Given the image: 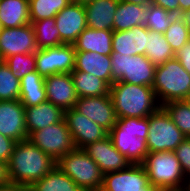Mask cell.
Listing matches in <instances>:
<instances>
[{
    "mask_svg": "<svg viewBox=\"0 0 190 191\" xmlns=\"http://www.w3.org/2000/svg\"><path fill=\"white\" fill-rule=\"evenodd\" d=\"M56 166V161L29 139L16 142L7 163L10 185L30 187Z\"/></svg>",
    "mask_w": 190,
    "mask_h": 191,
    "instance_id": "obj_1",
    "label": "cell"
},
{
    "mask_svg": "<svg viewBox=\"0 0 190 191\" xmlns=\"http://www.w3.org/2000/svg\"><path fill=\"white\" fill-rule=\"evenodd\" d=\"M109 94L117 118H145L161 107L151 86L117 81Z\"/></svg>",
    "mask_w": 190,
    "mask_h": 191,
    "instance_id": "obj_2",
    "label": "cell"
},
{
    "mask_svg": "<svg viewBox=\"0 0 190 191\" xmlns=\"http://www.w3.org/2000/svg\"><path fill=\"white\" fill-rule=\"evenodd\" d=\"M149 116L145 118H117L108 132L114 147L131 164H142L149 153L147 148Z\"/></svg>",
    "mask_w": 190,
    "mask_h": 191,
    "instance_id": "obj_3",
    "label": "cell"
},
{
    "mask_svg": "<svg viewBox=\"0 0 190 191\" xmlns=\"http://www.w3.org/2000/svg\"><path fill=\"white\" fill-rule=\"evenodd\" d=\"M158 191H184L187 184L174 151L148 153L141 164Z\"/></svg>",
    "mask_w": 190,
    "mask_h": 191,
    "instance_id": "obj_4",
    "label": "cell"
},
{
    "mask_svg": "<svg viewBox=\"0 0 190 191\" xmlns=\"http://www.w3.org/2000/svg\"><path fill=\"white\" fill-rule=\"evenodd\" d=\"M152 88L160 106L185 100L190 92V74L173 58L156 67Z\"/></svg>",
    "mask_w": 190,
    "mask_h": 191,
    "instance_id": "obj_5",
    "label": "cell"
},
{
    "mask_svg": "<svg viewBox=\"0 0 190 191\" xmlns=\"http://www.w3.org/2000/svg\"><path fill=\"white\" fill-rule=\"evenodd\" d=\"M58 168L85 191H100L103 173L98 164L83 150L75 148L62 156Z\"/></svg>",
    "mask_w": 190,
    "mask_h": 191,
    "instance_id": "obj_6",
    "label": "cell"
},
{
    "mask_svg": "<svg viewBox=\"0 0 190 191\" xmlns=\"http://www.w3.org/2000/svg\"><path fill=\"white\" fill-rule=\"evenodd\" d=\"M112 84L122 81L137 85L153 86L156 67L145 55L128 56L111 54Z\"/></svg>",
    "mask_w": 190,
    "mask_h": 191,
    "instance_id": "obj_7",
    "label": "cell"
},
{
    "mask_svg": "<svg viewBox=\"0 0 190 191\" xmlns=\"http://www.w3.org/2000/svg\"><path fill=\"white\" fill-rule=\"evenodd\" d=\"M185 138L162 107L149 116L146 141L149 153L174 151Z\"/></svg>",
    "mask_w": 190,
    "mask_h": 191,
    "instance_id": "obj_8",
    "label": "cell"
},
{
    "mask_svg": "<svg viewBox=\"0 0 190 191\" xmlns=\"http://www.w3.org/2000/svg\"><path fill=\"white\" fill-rule=\"evenodd\" d=\"M28 139L56 162L75 149L65 118L56 124L32 132Z\"/></svg>",
    "mask_w": 190,
    "mask_h": 191,
    "instance_id": "obj_9",
    "label": "cell"
},
{
    "mask_svg": "<svg viewBox=\"0 0 190 191\" xmlns=\"http://www.w3.org/2000/svg\"><path fill=\"white\" fill-rule=\"evenodd\" d=\"M75 54L73 44L38 49L35 52L36 71L43 78L53 74L71 73L75 66Z\"/></svg>",
    "mask_w": 190,
    "mask_h": 191,
    "instance_id": "obj_10",
    "label": "cell"
},
{
    "mask_svg": "<svg viewBox=\"0 0 190 191\" xmlns=\"http://www.w3.org/2000/svg\"><path fill=\"white\" fill-rule=\"evenodd\" d=\"M100 191H158L149 181L141 164H130L126 169L103 174Z\"/></svg>",
    "mask_w": 190,
    "mask_h": 191,
    "instance_id": "obj_11",
    "label": "cell"
},
{
    "mask_svg": "<svg viewBox=\"0 0 190 191\" xmlns=\"http://www.w3.org/2000/svg\"><path fill=\"white\" fill-rule=\"evenodd\" d=\"M38 50L31 23L16 27L2 28L0 32V54L5 60L14 54L35 53Z\"/></svg>",
    "mask_w": 190,
    "mask_h": 191,
    "instance_id": "obj_12",
    "label": "cell"
},
{
    "mask_svg": "<svg viewBox=\"0 0 190 191\" xmlns=\"http://www.w3.org/2000/svg\"><path fill=\"white\" fill-rule=\"evenodd\" d=\"M65 120L75 148L83 149L90 143L103 140L108 132L74 108L65 110Z\"/></svg>",
    "mask_w": 190,
    "mask_h": 191,
    "instance_id": "obj_13",
    "label": "cell"
},
{
    "mask_svg": "<svg viewBox=\"0 0 190 191\" xmlns=\"http://www.w3.org/2000/svg\"><path fill=\"white\" fill-rule=\"evenodd\" d=\"M74 109L109 132L117 122L110 94L78 98Z\"/></svg>",
    "mask_w": 190,
    "mask_h": 191,
    "instance_id": "obj_14",
    "label": "cell"
},
{
    "mask_svg": "<svg viewBox=\"0 0 190 191\" xmlns=\"http://www.w3.org/2000/svg\"><path fill=\"white\" fill-rule=\"evenodd\" d=\"M55 22L61 41L64 44H73L87 28L84 4L72 1L56 14Z\"/></svg>",
    "mask_w": 190,
    "mask_h": 191,
    "instance_id": "obj_15",
    "label": "cell"
},
{
    "mask_svg": "<svg viewBox=\"0 0 190 191\" xmlns=\"http://www.w3.org/2000/svg\"><path fill=\"white\" fill-rule=\"evenodd\" d=\"M0 133L16 142L28 139L25 107L19 99L0 101Z\"/></svg>",
    "mask_w": 190,
    "mask_h": 191,
    "instance_id": "obj_16",
    "label": "cell"
},
{
    "mask_svg": "<svg viewBox=\"0 0 190 191\" xmlns=\"http://www.w3.org/2000/svg\"><path fill=\"white\" fill-rule=\"evenodd\" d=\"M83 150L98 164L100 171L108 172L126 169L131 163L113 145L109 136L90 143Z\"/></svg>",
    "mask_w": 190,
    "mask_h": 191,
    "instance_id": "obj_17",
    "label": "cell"
},
{
    "mask_svg": "<svg viewBox=\"0 0 190 191\" xmlns=\"http://www.w3.org/2000/svg\"><path fill=\"white\" fill-rule=\"evenodd\" d=\"M47 101L62 108L72 109L78 100L71 73L53 74L44 78Z\"/></svg>",
    "mask_w": 190,
    "mask_h": 191,
    "instance_id": "obj_18",
    "label": "cell"
},
{
    "mask_svg": "<svg viewBox=\"0 0 190 191\" xmlns=\"http://www.w3.org/2000/svg\"><path fill=\"white\" fill-rule=\"evenodd\" d=\"M148 29L138 25L125 31H113L112 52L135 56L145 55L147 51Z\"/></svg>",
    "mask_w": 190,
    "mask_h": 191,
    "instance_id": "obj_19",
    "label": "cell"
},
{
    "mask_svg": "<svg viewBox=\"0 0 190 191\" xmlns=\"http://www.w3.org/2000/svg\"><path fill=\"white\" fill-rule=\"evenodd\" d=\"M64 118L65 111L49 101L42 102L34 107L25 108V121L28 136L32 132L56 124Z\"/></svg>",
    "mask_w": 190,
    "mask_h": 191,
    "instance_id": "obj_20",
    "label": "cell"
},
{
    "mask_svg": "<svg viewBox=\"0 0 190 191\" xmlns=\"http://www.w3.org/2000/svg\"><path fill=\"white\" fill-rule=\"evenodd\" d=\"M119 0H92L84 4L87 27L113 31L114 16Z\"/></svg>",
    "mask_w": 190,
    "mask_h": 191,
    "instance_id": "obj_21",
    "label": "cell"
},
{
    "mask_svg": "<svg viewBox=\"0 0 190 191\" xmlns=\"http://www.w3.org/2000/svg\"><path fill=\"white\" fill-rule=\"evenodd\" d=\"M73 71H83L112 85L111 56L96 52H76Z\"/></svg>",
    "mask_w": 190,
    "mask_h": 191,
    "instance_id": "obj_22",
    "label": "cell"
},
{
    "mask_svg": "<svg viewBox=\"0 0 190 191\" xmlns=\"http://www.w3.org/2000/svg\"><path fill=\"white\" fill-rule=\"evenodd\" d=\"M111 30H96L86 28L73 43L76 52H96L101 55L112 54Z\"/></svg>",
    "mask_w": 190,
    "mask_h": 191,
    "instance_id": "obj_23",
    "label": "cell"
},
{
    "mask_svg": "<svg viewBox=\"0 0 190 191\" xmlns=\"http://www.w3.org/2000/svg\"><path fill=\"white\" fill-rule=\"evenodd\" d=\"M148 17V6L119 0L114 16L113 31H125L144 25Z\"/></svg>",
    "mask_w": 190,
    "mask_h": 191,
    "instance_id": "obj_24",
    "label": "cell"
},
{
    "mask_svg": "<svg viewBox=\"0 0 190 191\" xmlns=\"http://www.w3.org/2000/svg\"><path fill=\"white\" fill-rule=\"evenodd\" d=\"M30 22L29 0H0L2 28H16Z\"/></svg>",
    "mask_w": 190,
    "mask_h": 191,
    "instance_id": "obj_25",
    "label": "cell"
},
{
    "mask_svg": "<svg viewBox=\"0 0 190 191\" xmlns=\"http://www.w3.org/2000/svg\"><path fill=\"white\" fill-rule=\"evenodd\" d=\"M19 101L25 108L47 101L44 78L37 71L27 74L20 80Z\"/></svg>",
    "mask_w": 190,
    "mask_h": 191,
    "instance_id": "obj_26",
    "label": "cell"
},
{
    "mask_svg": "<svg viewBox=\"0 0 190 191\" xmlns=\"http://www.w3.org/2000/svg\"><path fill=\"white\" fill-rule=\"evenodd\" d=\"M71 76L78 98L103 96L110 92V85L97 76L83 71H72Z\"/></svg>",
    "mask_w": 190,
    "mask_h": 191,
    "instance_id": "obj_27",
    "label": "cell"
},
{
    "mask_svg": "<svg viewBox=\"0 0 190 191\" xmlns=\"http://www.w3.org/2000/svg\"><path fill=\"white\" fill-rule=\"evenodd\" d=\"M28 189L31 191H85L78 187L57 165L40 180L35 181Z\"/></svg>",
    "mask_w": 190,
    "mask_h": 191,
    "instance_id": "obj_28",
    "label": "cell"
},
{
    "mask_svg": "<svg viewBox=\"0 0 190 191\" xmlns=\"http://www.w3.org/2000/svg\"><path fill=\"white\" fill-rule=\"evenodd\" d=\"M33 26L38 49L58 47L64 43L60 39L55 17L30 22Z\"/></svg>",
    "mask_w": 190,
    "mask_h": 191,
    "instance_id": "obj_29",
    "label": "cell"
},
{
    "mask_svg": "<svg viewBox=\"0 0 190 191\" xmlns=\"http://www.w3.org/2000/svg\"><path fill=\"white\" fill-rule=\"evenodd\" d=\"M175 53L166 41L164 34L148 29L147 51L145 56L155 65H161L174 58Z\"/></svg>",
    "mask_w": 190,
    "mask_h": 191,
    "instance_id": "obj_30",
    "label": "cell"
},
{
    "mask_svg": "<svg viewBox=\"0 0 190 191\" xmlns=\"http://www.w3.org/2000/svg\"><path fill=\"white\" fill-rule=\"evenodd\" d=\"M72 0H29L31 21L53 18Z\"/></svg>",
    "mask_w": 190,
    "mask_h": 191,
    "instance_id": "obj_31",
    "label": "cell"
},
{
    "mask_svg": "<svg viewBox=\"0 0 190 191\" xmlns=\"http://www.w3.org/2000/svg\"><path fill=\"white\" fill-rule=\"evenodd\" d=\"M185 137L190 138V106L186 101H172L161 106Z\"/></svg>",
    "mask_w": 190,
    "mask_h": 191,
    "instance_id": "obj_32",
    "label": "cell"
},
{
    "mask_svg": "<svg viewBox=\"0 0 190 191\" xmlns=\"http://www.w3.org/2000/svg\"><path fill=\"white\" fill-rule=\"evenodd\" d=\"M164 36L173 52L176 53L190 39V30L180 15H176L170 26L164 32Z\"/></svg>",
    "mask_w": 190,
    "mask_h": 191,
    "instance_id": "obj_33",
    "label": "cell"
},
{
    "mask_svg": "<svg viewBox=\"0 0 190 191\" xmlns=\"http://www.w3.org/2000/svg\"><path fill=\"white\" fill-rule=\"evenodd\" d=\"M20 80L15 77L10 68L3 62L0 65V101L18 100Z\"/></svg>",
    "mask_w": 190,
    "mask_h": 191,
    "instance_id": "obj_34",
    "label": "cell"
},
{
    "mask_svg": "<svg viewBox=\"0 0 190 191\" xmlns=\"http://www.w3.org/2000/svg\"><path fill=\"white\" fill-rule=\"evenodd\" d=\"M175 16V14L162 7L150 4L148 5V17L144 25L150 31L164 34Z\"/></svg>",
    "mask_w": 190,
    "mask_h": 191,
    "instance_id": "obj_35",
    "label": "cell"
},
{
    "mask_svg": "<svg viewBox=\"0 0 190 191\" xmlns=\"http://www.w3.org/2000/svg\"><path fill=\"white\" fill-rule=\"evenodd\" d=\"M4 63L19 80L27 74L36 71L35 53L14 54L6 58Z\"/></svg>",
    "mask_w": 190,
    "mask_h": 191,
    "instance_id": "obj_36",
    "label": "cell"
},
{
    "mask_svg": "<svg viewBox=\"0 0 190 191\" xmlns=\"http://www.w3.org/2000/svg\"><path fill=\"white\" fill-rule=\"evenodd\" d=\"M176 158L180 162L183 173L190 178V138L186 137L174 150Z\"/></svg>",
    "mask_w": 190,
    "mask_h": 191,
    "instance_id": "obj_37",
    "label": "cell"
},
{
    "mask_svg": "<svg viewBox=\"0 0 190 191\" xmlns=\"http://www.w3.org/2000/svg\"><path fill=\"white\" fill-rule=\"evenodd\" d=\"M16 141L0 133V161L8 163Z\"/></svg>",
    "mask_w": 190,
    "mask_h": 191,
    "instance_id": "obj_38",
    "label": "cell"
},
{
    "mask_svg": "<svg viewBox=\"0 0 190 191\" xmlns=\"http://www.w3.org/2000/svg\"><path fill=\"white\" fill-rule=\"evenodd\" d=\"M182 67L190 74V39L174 55Z\"/></svg>",
    "mask_w": 190,
    "mask_h": 191,
    "instance_id": "obj_39",
    "label": "cell"
},
{
    "mask_svg": "<svg viewBox=\"0 0 190 191\" xmlns=\"http://www.w3.org/2000/svg\"><path fill=\"white\" fill-rule=\"evenodd\" d=\"M151 4L162 7L172 14L179 15V0H152Z\"/></svg>",
    "mask_w": 190,
    "mask_h": 191,
    "instance_id": "obj_40",
    "label": "cell"
},
{
    "mask_svg": "<svg viewBox=\"0 0 190 191\" xmlns=\"http://www.w3.org/2000/svg\"><path fill=\"white\" fill-rule=\"evenodd\" d=\"M10 185L7 163L0 161V188Z\"/></svg>",
    "mask_w": 190,
    "mask_h": 191,
    "instance_id": "obj_41",
    "label": "cell"
},
{
    "mask_svg": "<svg viewBox=\"0 0 190 191\" xmlns=\"http://www.w3.org/2000/svg\"><path fill=\"white\" fill-rule=\"evenodd\" d=\"M190 9V0H179V15Z\"/></svg>",
    "mask_w": 190,
    "mask_h": 191,
    "instance_id": "obj_42",
    "label": "cell"
},
{
    "mask_svg": "<svg viewBox=\"0 0 190 191\" xmlns=\"http://www.w3.org/2000/svg\"><path fill=\"white\" fill-rule=\"evenodd\" d=\"M180 17L183 19V22L185 23V25L188 27V29L190 30V9L182 12L180 14Z\"/></svg>",
    "mask_w": 190,
    "mask_h": 191,
    "instance_id": "obj_43",
    "label": "cell"
},
{
    "mask_svg": "<svg viewBox=\"0 0 190 191\" xmlns=\"http://www.w3.org/2000/svg\"><path fill=\"white\" fill-rule=\"evenodd\" d=\"M121 1H126L129 3L137 4V5H144L148 6L152 3V0H121Z\"/></svg>",
    "mask_w": 190,
    "mask_h": 191,
    "instance_id": "obj_44",
    "label": "cell"
},
{
    "mask_svg": "<svg viewBox=\"0 0 190 191\" xmlns=\"http://www.w3.org/2000/svg\"><path fill=\"white\" fill-rule=\"evenodd\" d=\"M22 188L14 185H9L3 188H0V191H20Z\"/></svg>",
    "mask_w": 190,
    "mask_h": 191,
    "instance_id": "obj_45",
    "label": "cell"
},
{
    "mask_svg": "<svg viewBox=\"0 0 190 191\" xmlns=\"http://www.w3.org/2000/svg\"><path fill=\"white\" fill-rule=\"evenodd\" d=\"M73 2H77V3H80V4H85L86 2H90L92 0H72Z\"/></svg>",
    "mask_w": 190,
    "mask_h": 191,
    "instance_id": "obj_46",
    "label": "cell"
},
{
    "mask_svg": "<svg viewBox=\"0 0 190 191\" xmlns=\"http://www.w3.org/2000/svg\"><path fill=\"white\" fill-rule=\"evenodd\" d=\"M184 191H190V178L187 180L186 188Z\"/></svg>",
    "mask_w": 190,
    "mask_h": 191,
    "instance_id": "obj_47",
    "label": "cell"
},
{
    "mask_svg": "<svg viewBox=\"0 0 190 191\" xmlns=\"http://www.w3.org/2000/svg\"><path fill=\"white\" fill-rule=\"evenodd\" d=\"M184 101H186V103L190 106V92Z\"/></svg>",
    "mask_w": 190,
    "mask_h": 191,
    "instance_id": "obj_48",
    "label": "cell"
},
{
    "mask_svg": "<svg viewBox=\"0 0 190 191\" xmlns=\"http://www.w3.org/2000/svg\"><path fill=\"white\" fill-rule=\"evenodd\" d=\"M3 62H4V60H3V58H2V56H1V54H0V65H1Z\"/></svg>",
    "mask_w": 190,
    "mask_h": 191,
    "instance_id": "obj_49",
    "label": "cell"
},
{
    "mask_svg": "<svg viewBox=\"0 0 190 191\" xmlns=\"http://www.w3.org/2000/svg\"><path fill=\"white\" fill-rule=\"evenodd\" d=\"M20 191H31V190L28 188H22Z\"/></svg>",
    "mask_w": 190,
    "mask_h": 191,
    "instance_id": "obj_50",
    "label": "cell"
}]
</instances>
